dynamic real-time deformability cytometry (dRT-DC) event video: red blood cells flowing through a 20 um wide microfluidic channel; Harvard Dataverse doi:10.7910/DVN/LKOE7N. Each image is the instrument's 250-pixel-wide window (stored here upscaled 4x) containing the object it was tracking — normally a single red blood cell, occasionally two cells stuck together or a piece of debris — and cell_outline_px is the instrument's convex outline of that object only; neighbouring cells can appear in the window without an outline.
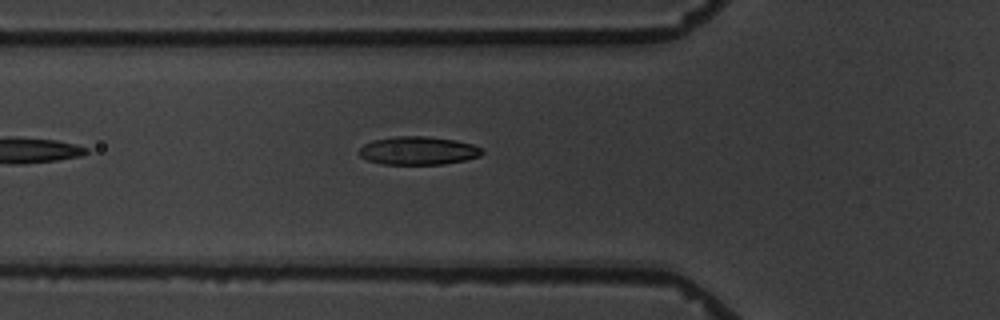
{"species": "common noctule bat (a hibernating species)", "species_latin": "Nyctalus noctula", "temperature_condition": "warm", "stored_images_in_passage": 6, "camera_frame_rate_fps": 3000, "um_per_image_px": 0.085, "animal": {"sex": "male", "body_mass_g": 19.5, "forearm_length_mm": 54.6}, "frame": {"image": 1, "passage_image": 6, "time_ms": 6.0, "image_size_px": [1000, 320], "cell_outline_px": [[484, 152], [480, 156], [464, 160], [444, 164], [380, 164], [368, 160], [360, 156], [360, 148], [364, 144], [372, 140], [396, 136], [428, 136], [456, 140], [472, 144], [480, 148]], "centroid_in_image_um": [35.54, 12.8], "position_along_channel_um": 90.3, "area_um2": 20.23}}